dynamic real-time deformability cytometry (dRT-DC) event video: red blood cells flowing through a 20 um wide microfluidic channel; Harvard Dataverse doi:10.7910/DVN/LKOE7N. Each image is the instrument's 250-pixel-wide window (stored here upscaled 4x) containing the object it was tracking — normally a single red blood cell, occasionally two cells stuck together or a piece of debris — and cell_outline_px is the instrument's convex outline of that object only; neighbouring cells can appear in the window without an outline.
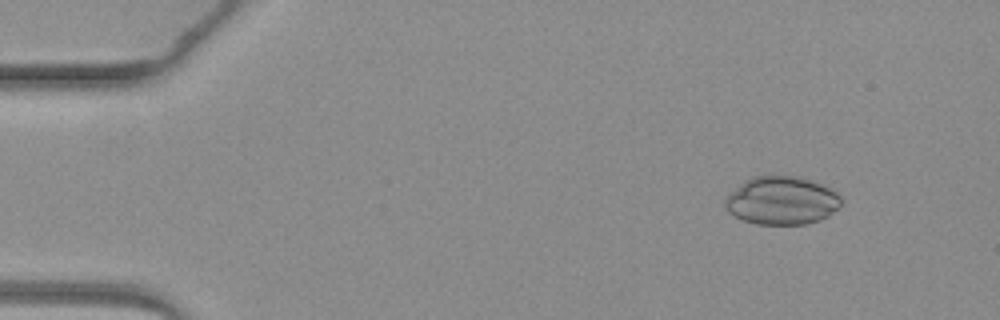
{"species": "common noctule bat (a hibernating species)", "species_latin": "Nyctalus noctula", "temperature_condition": "warm", "stored_images_in_passage": 5, "camera_frame_rate_fps": 3000, "um_per_image_px": 0.085, "animal": {"sex": "female", "body_mass_g": 19.3, "forearm_length_mm": 54.1}, "frame": {"image": 1, "passage_image": 2, "time_ms": 1.333, "image_size_px": [1000, 320], "cell_outline_px": [[840, 204], [828, 216], [820, 220], [808, 224], [756, 224], [744, 220], [728, 212], [724, 204], [724, 200], [728, 192], [752, 176], [800, 176], [812, 180], [832, 188], [840, 196]], "centroid_in_image_um": [66.43, 17.04], "position_along_channel_um": 18.6, "area_um2": 32.71}}